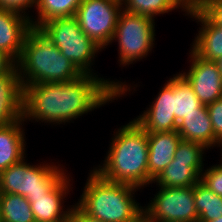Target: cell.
Wrapping results in <instances>:
<instances>
[{
  "label": "cell",
  "mask_w": 222,
  "mask_h": 222,
  "mask_svg": "<svg viewBox=\"0 0 222 222\" xmlns=\"http://www.w3.org/2000/svg\"><path fill=\"white\" fill-rule=\"evenodd\" d=\"M126 83L82 74L69 82H46L23 87V117L64 124L116 100L130 91ZM108 102V103H106Z\"/></svg>",
  "instance_id": "obj_1"
},
{
  "label": "cell",
  "mask_w": 222,
  "mask_h": 222,
  "mask_svg": "<svg viewBox=\"0 0 222 222\" xmlns=\"http://www.w3.org/2000/svg\"><path fill=\"white\" fill-rule=\"evenodd\" d=\"M104 163L94 168L101 178L137 188L153 183L148 175V136L135 121L121 126L111 140Z\"/></svg>",
  "instance_id": "obj_2"
},
{
  "label": "cell",
  "mask_w": 222,
  "mask_h": 222,
  "mask_svg": "<svg viewBox=\"0 0 222 222\" xmlns=\"http://www.w3.org/2000/svg\"><path fill=\"white\" fill-rule=\"evenodd\" d=\"M22 86L46 82H69L82 73L39 29L31 27L16 62Z\"/></svg>",
  "instance_id": "obj_3"
},
{
  "label": "cell",
  "mask_w": 222,
  "mask_h": 222,
  "mask_svg": "<svg viewBox=\"0 0 222 222\" xmlns=\"http://www.w3.org/2000/svg\"><path fill=\"white\" fill-rule=\"evenodd\" d=\"M84 191L77 206L88 216L102 222H139L143 207L134 200L139 188L129 184L115 183L90 171Z\"/></svg>",
  "instance_id": "obj_4"
},
{
  "label": "cell",
  "mask_w": 222,
  "mask_h": 222,
  "mask_svg": "<svg viewBox=\"0 0 222 222\" xmlns=\"http://www.w3.org/2000/svg\"><path fill=\"white\" fill-rule=\"evenodd\" d=\"M82 74H93V59L103 49L80 28L77 18H56L39 28Z\"/></svg>",
  "instance_id": "obj_5"
},
{
  "label": "cell",
  "mask_w": 222,
  "mask_h": 222,
  "mask_svg": "<svg viewBox=\"0 0 222 222\" xmlns=\"http://www.w3.org/2000/svg\"><path fill=\"white\" fill-rule=\"evenodd\" d=\"M57 165H30L23 158L20 162L0 172V194H18L25 198L48 194L65 176Z\"/></svg>",
  "instance_id": "obj_6"
},
{
  "label": "cell",
  "mask_w": 222,
  "mask_h": 222,
  "mask_svg": "<svg viewBox=\"0 0 222 222\" xmlns=\"http://www.w3.org/2000/svg\"><path fill=\"white\" fill-rule=\"evenodd\" d=\"M155 19L121 11L112 42L118 41L120 65L126 66L145 58L154 46Z\"/></svg>",
  "instance_id": "obj_7"
},
{
  "label": "cell",
  "mask_w": 222,
  "mask_h": 222,
  "mask_svg": "<svg viewBox=\"0 0 222 222\" xmlns=\"http://www.w3.org/2000/svg\"><path fill=\"white\" fill-rule=\"evenodd\" d=\"M206 149L202 144L181 139L172 162L153 182H156L158 187L168 188L194 186L200 181L204 170L203 154Z\"/></svg>",
  "instance_id": "obj_8"
},
{
  "label": "cell",
  "mask_w": 222,
  "mask_h": 222,
  "mask_svg": "<svg viewBox=\"0 0 222 222\" xmlns=\"http://www.w3.org/2000/svg\"><path fill=\"white\" fill-rule=\"evenodd\" d=\"M121 0H82L75 17L80 28L103 49L112 43Z\"/></svg>",
  "instance_id": "obj_9"
},
{
  "label": "cell",
  "mask_w": 222,
  "mask_h": 222,
  "mask_svg": "<svg viewBox=\"0 0 222 222\" xmlns=\"http://www.w3.org/2000/svg\"><path fill=\"white\" fill-rule=\"evenodd\" d=\"M143 216L156 222H198L193 186L185 188L159 187Z\"/></svg>",
  "instance_id": "obj_10"
},
{
  "label": "cell",
  "mask_w": 222,
  "mask_h": 222,
  "mask_svg": "<svg viewBox=\"0 0 222 222\" xmlns=\"http://www.w3.org/2000/svg\"><path fill=\"white\" fill-rule=\"evenodd\" d=\"M190 54L191 66L188 72L180 73L192 86L194 93L203 105L222 98V76L214 61H206Z\"/></svg>",
  "instance_id": "obj_11"
},
{
  "label": "cell",
  "mask_w": 222,
  "mask_h": 222,
  "mask_svg": "<svg viewBox=\"0 0 222 222\" xmlns=\"http://www.w3.org/2000/svg\"><path fill=\"white\" fill-rule=\"evenodd\" d=\"M173 78L167 80L151 106L134 119L147 133L177 131L172 113Z\"/></svg>",
  "instance_id": "obj_12"
},
{
  "label": "cell",
  "mask_w": 222,
  "mask_h": 222,
  "mask_svg": "<svg viewBox=\"0 0 222 222\" xmlns=\"http://www.w3.org/2000/svg\"><path fill=\"white\" fill-rule=\"evenodd\" d=\"M31 27L27 16L0 8V51L15 63L20 58L25 36Z\"/></svg>",
  "instance_id": "obj_13"
},
{
  "label": "cell",
  "mask_w": 222,
  "mask_h": 222,
  "mask_svg": "<svg viewBox=\"0 0 222 222\" xmlns=\"http://www.w3.org/2000/svg\"><path fill=\"white\" fill-rule=\"evenodd\" d=\"M66 175L48 194L27 197L36 222H66L71 208L64 211L63 202L69 194L70 179Z\"/></svg>",
  "instance_id": "obj_14"
},
{
  "label": "cell",
  "mask_w": 222,
  "mask_h": 222,
  "mask_svg": "<svg viewBox=\"0 0 222 222\" xmlns=\"http://www.w3.org/2000/svg\"><path fill=\"white\" fill-rule=\"evenodd\" d=\"M187 15L202 24L191 51L206 61L215 62L221 58L222 26L215 25L196 5L190 6Z\"/></svg>",
  "instance_id": "obj_15"
},
{
  "label": "cell",
  "mask_w": 222,
  "mask_h": 222,
  "mask_svg": "<svg viewBox=\"0 0 222 222\" xmlns=\"http://www.w3.org/2000/svg\"><path fill=\"white\" fill-rule=\"evenodd\" d=\"M23 117V86L15 65L0 77V127L10 125Z\"/></svg>",
  "instance_id": "obj_16"
},
{
  "label": "cell",
  "mask_w": 222,
  "mask_h": 222,
  "mask_svg": "<svg viewBox=\"0 0 222 222\" xmlns=\"http://www.w3.org/2000/svg\"><path fill=\"white\" fill-rule=\"evenodd\" d=\"M148 136V175L155 180L172 162L181 136L177 131L147 133Z\"/></svg>",
  "instance_id": "obj_17"
},
{
  "label": "cell",
  "mask_w": 222,
  "mask_h": 222,
  "mask_svg": "<svg viewBox=\"0 0 222 222\" xmlns=\"http://www.w3.org/2000/svg\"><path fill=\"white\" fill-rule=\"evenodd\" d=\"M177 132L183 140L202 144L207 150L213 146H219L206 105L200 109V113L185 116L178 123Z\"/></svg>",
  "instance_id": "obj_18"
},
{
  "label": "cell",
  "mask_w": 222,
  "mask_h": 222,
  "mask_svg": "<svg viewBox=\"0 0 222 222\" xmlns=\"http://www.w3.org/2000/svg\"><path fill=\"white\" fill-rule=\"evenodd\" d=\"M24 120L0 127V172L20 162L25 154Z\"/></svg>",
  "instance_id": "obj_19"
},
{
  "label": "cell",
  "mask_w": 222,
  "mask_h": 222,
  "mask_svg": "<svg viewBox=\"0 0 222 222\" xmlns=\"http://www.w3.org/2000/svg\"><path fill=\"white\" fill-rule=\"evenodd\" d=\"M173 76L172 113H174L178 124L185 116L191 113H200V109L204 105L180 72Z\"/></svg>",
  "instance_id": "obj_20"
},
{
  "label": "cell",
  "mask_w": 222,
  "mask_h": 222,
  "mask_svg": "<svg viewBox=\"0 0 222 222\" xmlns=\"http://www.w3.org/2000/svg\"><path fill=\"white\" fill-rule=\"evenodd\" d=\"M121 3L123 11L129 14L148 16L152 19L158 14L171 12L179 7L186 13L190 9L184 0H121Z\"/></svg>",
  "instance_id": "obj_21"
},
{
  "label": "cell",
  "mask_w": 222,
  "mask_h": 222,
  "mask_svg": "<svg viewBox=\"0 0 222 222\" xmlns=\"http://www.w3.org/2000/svg\"><path fill=\"white\" fill-rule=\"evenodd\" d=\"M82 0H37V20L32 18V27L40 28L45 22L56 18L74 17ZM36 20V21H33Z\"/></svg>",
  "instance_id": "obj_22"
},
{
  "label": "cell",
  "mask_w": 222,
  "mask_h": 222,
  "mask_svg": "<svg viewBox=\"0 0 222 222\" xmlns=\"http://www.w3.org/2000/svg\"><path fill=\"white\" fill-rule=\"evenodd\" d=\"M198 222H208L222 216V197L215 194L201 181L193 186Z\"/></svg>",
  "instance_id": "obj_23"
},
{
  "label": "cell",
  "mask_w": 222,
  "mask_h": 222,
  "mask_svg": "<svg viewBox=\"0 0 222 222\" xmlns=\"http://www.w3.org/2000/svg\"><path fill=\"white\" fill-rule=\"evenodd\" d=\"M2 222H36L31 204L27 198L18 194H0Z\"/></svg>",
  "instance_id": "obj_24"
},
{
  "label": "cell",
  "mask_w": 222,
  "mask_h": 222,
  "mask_svg": "<svg viewBox=\"0 0 222 222\" xmlns=\"http://www.w3.org/2000/svg\"><path fill=\"white\" fill-rule=\"evenodd\" d=\"M200 181L215 194L222 197V164L213 165L202 171Z\"/></svg>",
  "instance_id": "obj_25"
},
{
  "label": "cell",
  "mask_w": 222,
  "mask_h": 222,
  "mask_svg": "<svg viewBox=\"0 0 222 222\" xmlns=\"http://www.w3.org/2000/svg\"><path fill=\"white\" fill-rule=\"evenodd\" d=\"M196 6L215 25L222 26V0H200Z\"/></svg>",
  "instance_id": "obj_26"
},
{
  "label": "cell",
  "mask_w": 222,
  "mask_h": 222,
  "mask_svg": "<svg viewBox=\"0 0 222 222\" xmlns=\"http://www.w3.org/2000/svg\"><path fill=\"white\" fill-rule=\"evenodd\" d=\"M213 126L215 138L222 140V98L206 105Z\"/></svg>",
  "instance_id": "obj_27"
},
{
  "label": "cell",
  "mask_w": 222,
  "mask_h": 222,
  "mask_svg": "<svg viewBox=\"0 0 222 222\" xmlns=\"http://www.w3.org/2000/svg\"><path fill=\"white\" fill-rule=\"evenodd\" d=\"M37 4V0H0V8L15 11L17 13H20L24 16H27L29 19H31V16L29 17V14H25L29 10L28 8H35ZM24 13V14H23Z\"/></svg>",
  "instance_id": "obj_28"
},
{
  "label": "cell",
  "mask_w": 222,
  "mask_h": 222,
  "mask_svg": "<svg viewBox=\"0 0 222 222\" xmlns=\"http://www.w3.org/2000/svg\"><path fill=\"white\" fill-rule=\"evenodd\" d=\"M66 222H102L86 215L76 204L72 205Z\"/></svg>",
  "instance_id": "obj_29"
},
{
  "label": "cell",
  "mask_w": 222,
  "mask_h": 222,
  "mask_svg": "<svg viewBox=\"0 0 222 222\" xmlns=\"http://www.w3.org/2000/svg\"><path fill=\"white\" fill-rule=\"evenodd\" d=\"M15 65L9 56L0 51V77L7 74Z\"/></svg>",
  "instance_id": "obj_30"
},
{
  "label": "cell",
  "mask_w": 222,
  "mask_h": 222,
  "mask_svg": "<svg viewBox=\"0 0 222 222\" xmlns=\"http://www.w3.org/2000/svg\"><path fill=\"white\" fill-rule=\"evenodd\" d=\"M215 63L217 64V66H218V68H219V71H220V73H221V76H222V57L219 58V59H217V60L215 61Z\"/></svg>",
  "instance_id": "obj_31"
},
{
  "label": "cell",
  "mask_w": 222,
  "mask_h": 222,
  "mask_svg": "<svg viewBox=\"0 0 222 222\" xmlns=\"http://www.w3.org/2000/svg\"><path fill=\"white\" fill-rule=\"evenodd\" d=\"M208 222H222V216L218 219L212 220V221H208Z\"/></svg>",
  "instance_id": "obj_32"
},
{
  "label": "cell",
  "mask_w": 222,
  "mask_h": 222,
  "mask_svg": "<svg viewBox=\"0 0 222 222\" xmlns=\"http://www.w3.org/2000/svg\"><path fill=\"white\" fill-rule=\"evenodd\" d=\"M142 218L144 219V222H156V221L147 220L144 216Z\"/></svg>",
  "instance_id": "obj_33"
},
{
  "label": "cell",
  "mask_w": 222,
  "mask_h": 222,
  "mask_svg": "<svg viewBox=\"0 0 222 222\" xmlns=\"http://www.w3.org/2000/svg\"><path fill=\"white\" fill-rule=\"evenodd\" d=\"M221 145V146H220ZM219 147H222V140L219 142ZM222 159V158H221ZM222 162V161H221ZM222 164V163H221Z\"/></svg>",
  "instance_id": "obj_34"
}]
</instances>
